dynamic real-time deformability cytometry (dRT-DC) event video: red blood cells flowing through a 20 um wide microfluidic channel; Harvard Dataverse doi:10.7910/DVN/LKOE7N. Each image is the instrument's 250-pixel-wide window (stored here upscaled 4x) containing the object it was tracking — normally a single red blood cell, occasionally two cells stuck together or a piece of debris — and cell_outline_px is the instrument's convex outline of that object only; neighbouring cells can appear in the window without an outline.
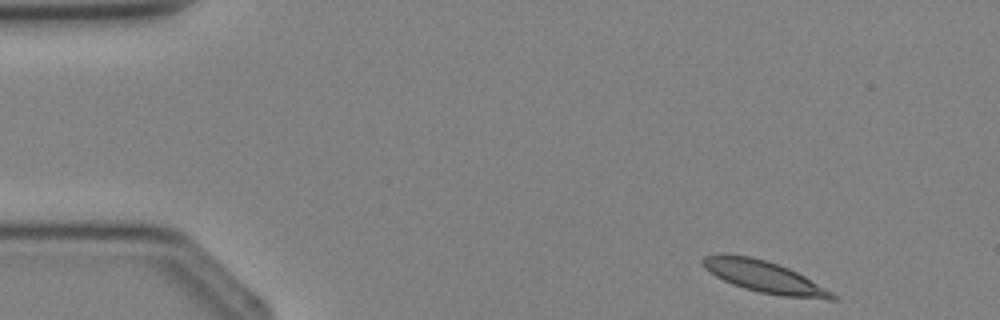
{"species": "Egyptian fruit bat (a non-hibernating species)", "species_latin": "Rousettus aegyptiacus", "temperature_condition": "cold", "stored_images_in_passage": 2, "segment_of_instrument_passage": [2, 2], "camera_frame_rate_fps": 3000, "um_per_image_px": 0.085, "animal": {"sex": "female"}, "frame": {"image": 1, "passage_image": 2, "time_ms": 1.333, "image_size_px": [1000, 320], "cell_outline_px": [[840, 300], [828, 300], [780, 296], [760, 292], [744, 288], [732, 284], [716, 276], [704, 268], [700, 264], [700, 260], [704, 256], [752, 256], [768, 260], [788, 268], [804, 276], [840, 296]], "centroid_in_image_um": [65.05, 23.57], "position_along_channel_um": 20.0, "area_um2": 23.76}}